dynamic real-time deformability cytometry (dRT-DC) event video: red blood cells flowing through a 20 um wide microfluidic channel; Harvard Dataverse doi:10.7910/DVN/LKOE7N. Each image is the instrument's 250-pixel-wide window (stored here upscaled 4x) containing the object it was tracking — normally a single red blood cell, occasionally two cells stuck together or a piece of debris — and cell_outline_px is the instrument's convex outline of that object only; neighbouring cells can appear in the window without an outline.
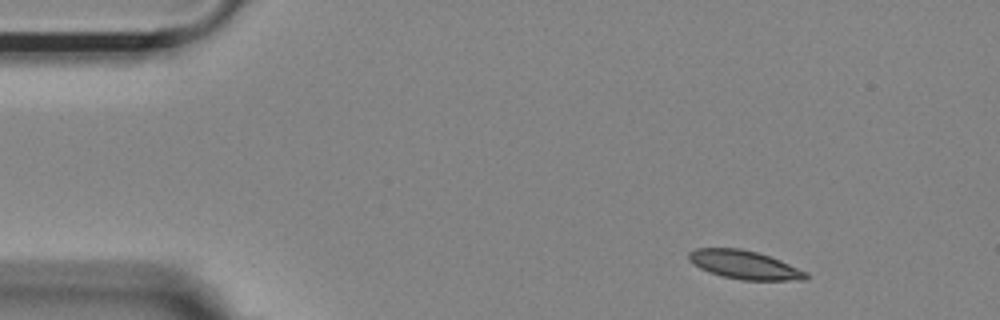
{"species": "Egyptian fruit bat (a non-hibernating species)", "species_latin": "Rousettus aegyptiacus", "temperature_condition": "room temperature", "stored_images_in_passage": 50, "segment_of_instrument_passage": [1, 2], "camera_frame_rate_fps": 3000, "um_per_image_px": 0.085, "animal": {"sex": "female"}, "frame": {"image": 1, "passage_image": 1, "time_ms": 0.0, "image_size_px": [1000, 320], "cell_outline_px": [[808, 280], [740, 280], [708, 272], [692, 264], [688, 260], [688, 252], [696, 248], [740, 248], [756, 252], [780, 260], [808, 272]], "centroid_in_image_um": [63.26, 22.51], "position_along_channel_um": 21.7, "area_um2": 19.54}}
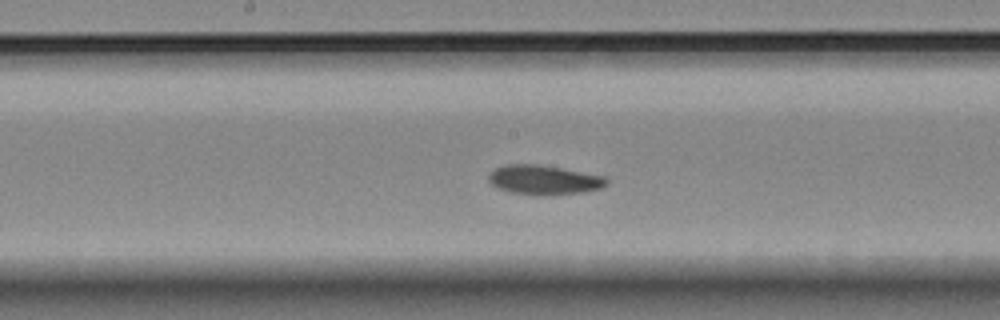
{"frame": {"image": 2, "passage_image": 22, "time_ms": 7.0, "image_size_px": [1000, 320], "cell_outline_px": [[608, 184], [600, 188], [580, 192], [544, 196], [512, 192], [496, 188], [488, 180], [488, 172], [492, 168], [504, 164], [540, 164], [604, 176], [608, 180]], "centroid_in_image_um": [46.17, 15.28], "position_along_channel_um": 202.0, "area_um2": 20.4}}
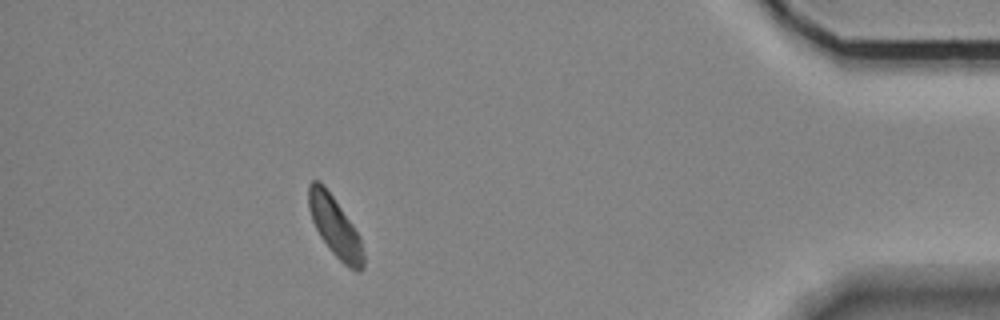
{"frame": {"image": 3, "passage_image": 43, "time_ms": 14.0, "image_size_px": [1000, 320], "cell_outline_px": [[364, 268], [360, 272], [356, 272], [344, 264], [332, 252], [320, 236], [312, 220], [308, 208], [308, 184], [312, 180], [320, 180], [324, 184], [352, 224], [360, 236], [364, 252]], "centroid_in_image_um": [28.48, 19.27], "position_along_channel_um": 406.7, "area_um2": 19.25}}